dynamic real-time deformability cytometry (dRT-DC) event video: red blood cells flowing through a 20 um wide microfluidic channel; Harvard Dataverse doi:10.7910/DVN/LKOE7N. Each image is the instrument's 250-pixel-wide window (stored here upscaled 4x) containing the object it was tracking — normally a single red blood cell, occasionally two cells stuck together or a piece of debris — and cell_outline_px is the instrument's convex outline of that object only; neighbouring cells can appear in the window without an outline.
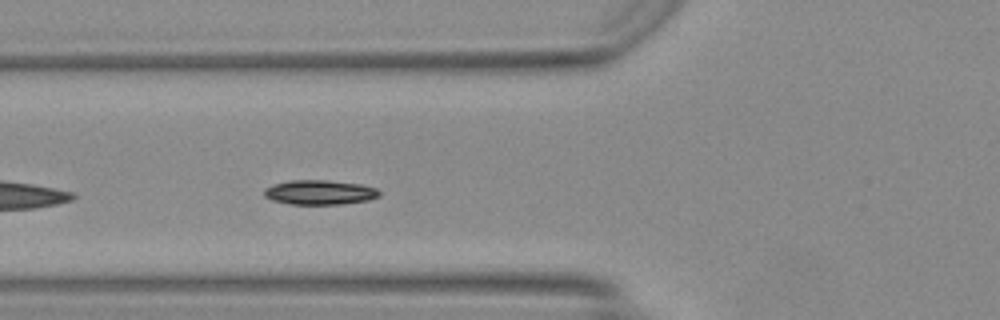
{"species": "Egyptian fruit bat (a non-hibernating species)", "species_latin": "Rousettus aegyptiacus", "temperature_condition": "warm", "stored_images_in_passage": 27, "camera_frame_rate_fps": 3000, "um_per_image_px": 0.085, "animal": {"sex": "female"}, "frame": {"image": 1, "passage_image": 5, "time_ms": 1.333, "image_size_px": [1000, 320], "cell_outline_px": [[380, 196], [368, 200], [340, 204], [288, 204], [272, 200], [264, 196], [264, 188], [272, 184], [292, 180], [328, 180], [360, 184], [376, 188], [380, 192]], "centroid_in_image_um": [27.15, 16.34], "position_along_channel_um": 98.7, "area_um2": 16.53}}
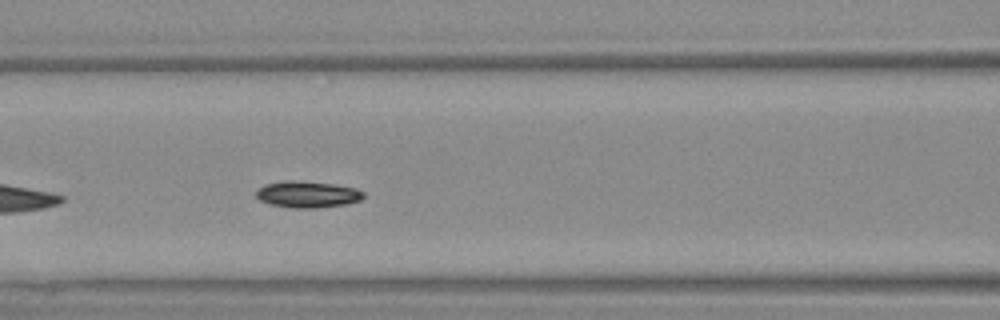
{"frame": {"image": 2, "passage_image": 8, "time_ms": 2.333, "image_size_px": [1000, 320], "cell_outline_px": [[364, 196], [360, 200], [348, 204], [316, 208], [292, 208], [268, 204], [260, 200], [256, 196], [256, 192], [264, 184], [332, 184], [356, 188], [364, 192]], "centroid_in_image_um": [26.2, 16.6], "position_along_channel_um": 140.4, "area_um2": 15.55}}
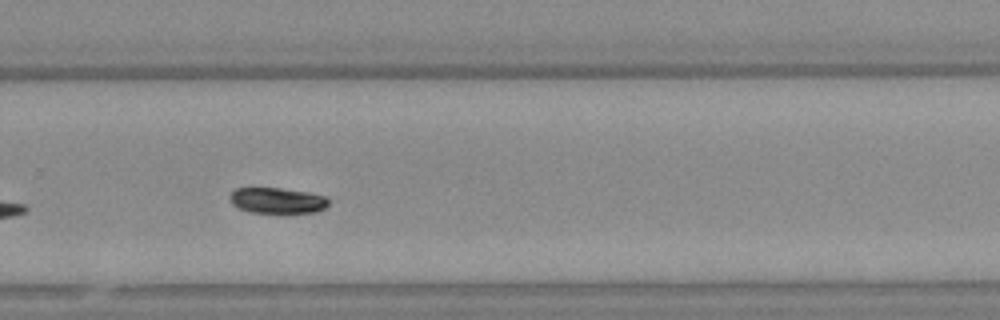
{"frame": {"image": 3, "passage_image": 20, "time_ms": 6.333, "image_size_px": [1000, 320], "cell_outline_px": [[328, 204], [324, 208], [316, 212], [248, 212], [232, 204], [228, 196], [236, 188], [280, 188], [308, 192], [324, 196], [328, 200]], "centroid_in_image_um": [23.54, 17.03], "position_along_channel_um": 306.3, "area_um2": 14.62}}